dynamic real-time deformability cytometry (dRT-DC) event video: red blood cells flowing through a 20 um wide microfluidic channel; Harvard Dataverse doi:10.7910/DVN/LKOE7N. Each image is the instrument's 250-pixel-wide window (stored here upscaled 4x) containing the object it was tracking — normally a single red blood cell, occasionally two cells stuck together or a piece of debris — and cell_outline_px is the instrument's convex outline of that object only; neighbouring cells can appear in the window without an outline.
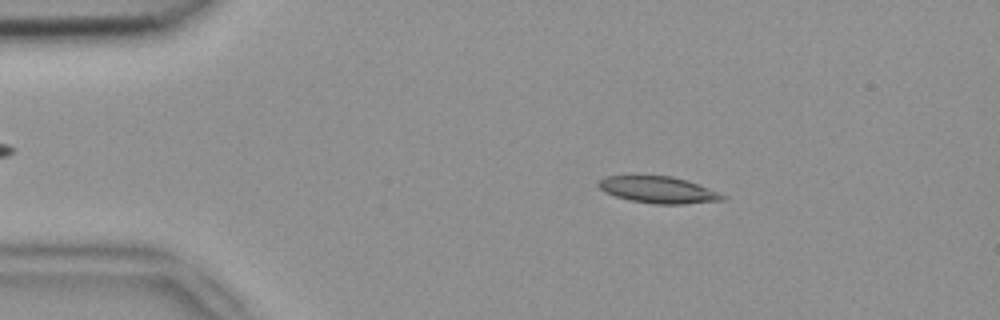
{"species": "common noctule bat (a hibernating species)", "species_latin": "Nyctalus noctula", "temperature_condition": "room temperature", "stored_images_in_passage": 50, "camera_frame_rate_fps": 3000, "um_per_image_px": 0.085, "animal": {"sex": "female", "body_mass_g": 18.4}, "frame": {"image": 1, "passage_image": 8, "time_ms": 2.333, "image_size_px": [1000, 320], "cell_outline_px": [[728, 200], [684, 204], [652, 204], [632, 200], [616, 196], [604, 192], [596, 184], [596, 180], [604, 176], [672, 176], [688, 180], [728, 196]], "centroid_in_image_um": [55.97, 16.14], "position_along_channel_um": 29.0, "area_um2": 19.48}}
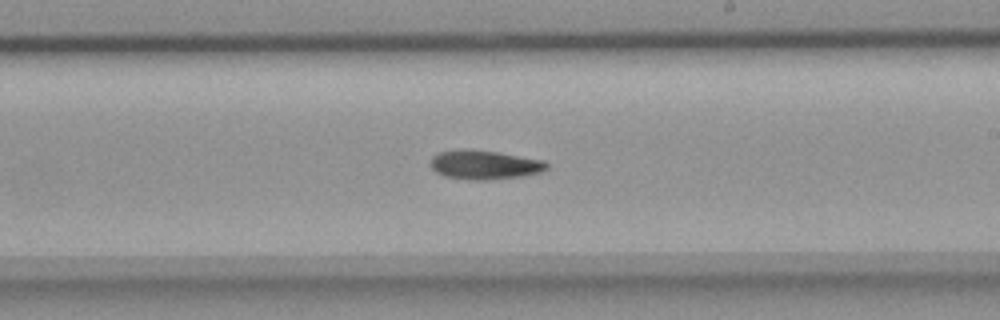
{"frame": {"image": 2, "passage_image": 29, "time_ms": 9.333, "image_size_px": [1000, 320], "cell_outline_px": [[548, 168], [540, 172], [524, 176], [488, 180], [472, 180], [444, 176], [436, 172], [428, 164], [432, 156], [440, 152], [464, 148], [496, 152], [544, 160], [548, 164]], "centroid_in_image_um": [41.15, 14.01], "position_along_channel_um": 247.8, "area_um2": 19.83}}
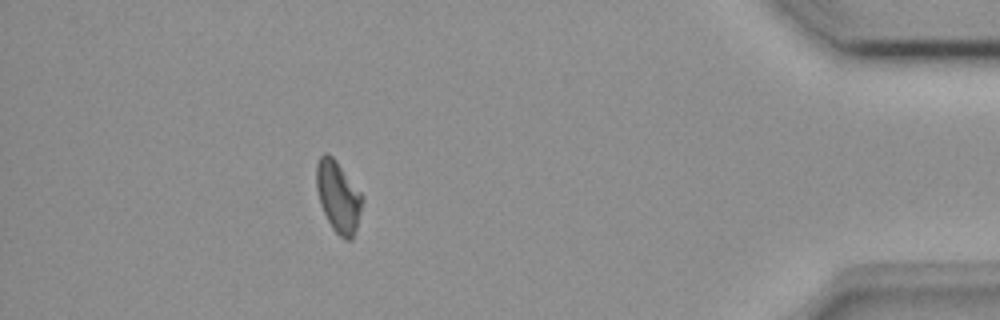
{"frame": {"image": 3, "passage_image": 45, "time_ms": 14.667, "image_size_px": [1000, 320], "cell_outline_px": [[364, 200], [356, 228], [352, 240], [344, 240], [332, 228], [320, 204], [316, 188], [316, 164], [320, 156], [324, 152], [328, 152], [336, 160], [364, 196]], "centroid_in_image_um": [28.75, 16.7], "position_along_channel_um": 406.5, "area_um2": 19.19}}